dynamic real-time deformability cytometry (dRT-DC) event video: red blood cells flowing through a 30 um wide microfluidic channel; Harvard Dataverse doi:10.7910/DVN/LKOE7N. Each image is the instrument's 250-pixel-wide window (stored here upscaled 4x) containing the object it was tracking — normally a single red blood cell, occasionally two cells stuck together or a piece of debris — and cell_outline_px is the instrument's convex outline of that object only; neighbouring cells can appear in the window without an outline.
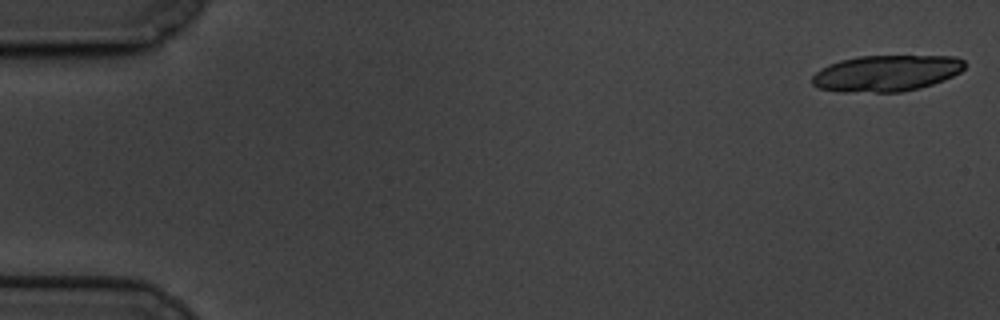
{"species": "common noctule bat (a hibernating species)", "species_latin": "Nyctalus noctula", "temperature_condition": "cold", "stored_images_in_passage": 20, "camera_frame_rate_fps": 3000, "um_per_image_px": 0.085, "animal": {"sex": "male", "body_mass_g": 19.5, "forearm_length_mm": 54.6}, "frame": {"image": 1, "passage_image": 1, "time_ms": 0.0, "image_size_px": [1000, 320], "cell_outline_px": [[964, 68], [960, 72], [944, 80], [920, 88], [900, 92], [840, 92], [816, 88], [812, 84], [812, 76], [820, 68], [828, 64], [840, 60], [860, 56], [956, 56], [964, 60]], "centroid_in_image_um": [75.3, 6.23], "position_along_channel_um": 9.7, "area_um2": 32.43}}